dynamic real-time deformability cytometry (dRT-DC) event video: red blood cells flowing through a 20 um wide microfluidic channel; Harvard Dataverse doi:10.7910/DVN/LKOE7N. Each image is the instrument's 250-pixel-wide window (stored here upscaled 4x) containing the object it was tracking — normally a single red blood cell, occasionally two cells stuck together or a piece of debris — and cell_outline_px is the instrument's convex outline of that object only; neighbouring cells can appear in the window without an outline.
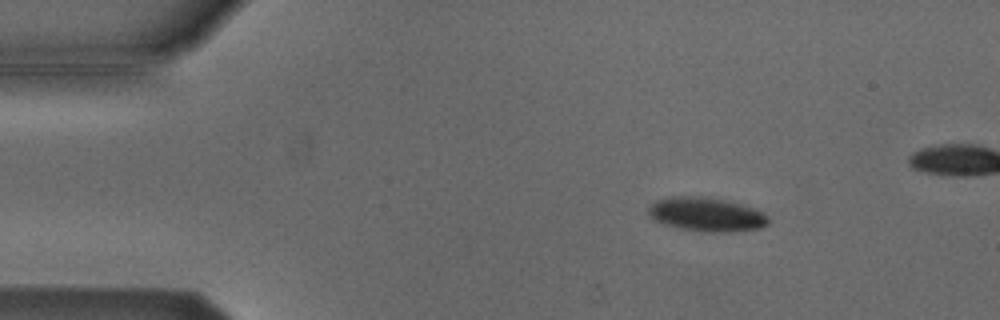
{"species": "Egyptian fruit bat (a non-hibernating species)", "species_latin": "Rousettus aegyptiacus", "temperature_condition": "cold", "stored_images_in_passage": 5, "camera_frame_rate_fps": 3000, "um_per_image_px": 0.085, "animal": {"sex": "male"}, "frame": {"image": 1, "passage_image": 2, "time_ms": 0.333, "image_size_px": [1000, 320], "cell_outline_px": [[768, 224], [760, 228], [728, 232], [712, 232], [680, 228], [664, 224], [648, 216], [648, 208], [656, 200], [668, 196], [712, 196], [728, 200], [752, 208], [760, 212], [768, 220]], "centroid_in_image_um": [59.99, 18.2], "position_along_channel_um": 25.0, "area_um2": 23.64}}